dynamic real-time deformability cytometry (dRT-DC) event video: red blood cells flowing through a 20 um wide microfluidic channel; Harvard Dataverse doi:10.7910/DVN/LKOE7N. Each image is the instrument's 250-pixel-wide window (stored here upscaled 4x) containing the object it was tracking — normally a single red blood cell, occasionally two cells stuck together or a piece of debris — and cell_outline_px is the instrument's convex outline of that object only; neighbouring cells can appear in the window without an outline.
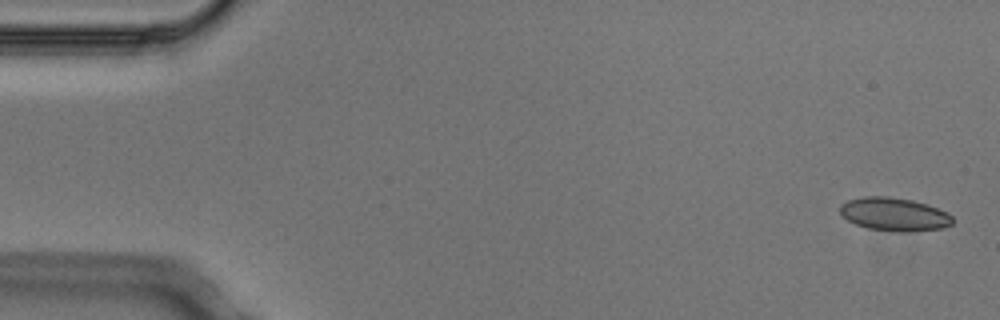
{"species": "Egyptian fruit bat (a non-hibernating species)", "species_latin": "Rousettus aegyptiacus", "temperature_condition": "cold", "stored_images_in_passage": 7, "camera_frame_rate_fps": 3000, "um_per_image_px": 0.085, "animal": {"sex": "male"}, "frame": {"image": 1, "passage_image": 1, "time_ms": 0.0, "image_size_px": [1000, 320], "cell_outline_px": [[952, 224], [944, 228], [904, 232], [896, 232], [868, 228], [856, 224], [848, 220], [840, 212], [840, 204], [848, 200], [864, 196], [888, 196], [912, 200], [928, 204], [948, 212], [952, 216]], "centroid_in_image_um": [76.03, 18.21], "position_along_channel_um": 9.0, "area_um2": 21.91}}
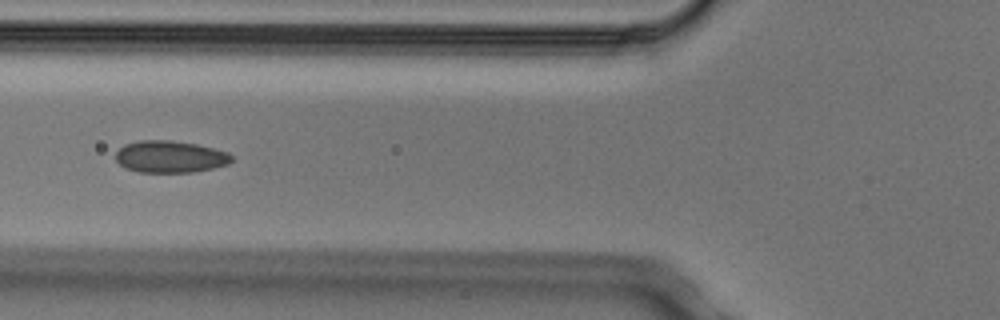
{"frame": {"image": 2, "passage_image": 6, "time_ms": 1.667, "image_size_px": [1000, 320], "cell_outline_px": [[232, 160], [228, 164], [212, 168], [192, 172], [140, 172], [124, 168], [116, 160], [116, 152], [124, 144], [140, 140], [172, 140], [196, 144], [228, 152], [232, 156]], "centroid_in_image_um": [14.44, 13.31], "position_along_channel_um": 111.4, "area_um2": 21.56}}
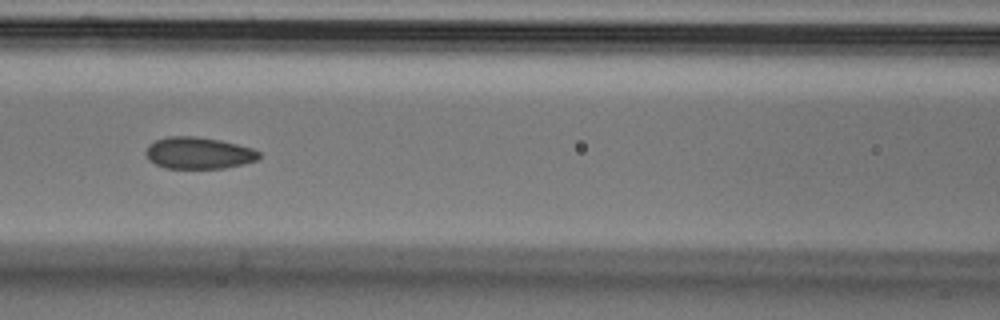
{"frame": {"image": 3, "passage_image": 7, "time_ms": 2.0, "image_size_px": [1000, 320], "cell_outline_px": [[260, 156], [256, 160], [224, 168], [164, 168], [148, 160], [144, 152], [148, 144], [156, 140], [168, 136], [196, 136], [220, 140], [252, 148], [260, 152]], "centroid_in_image_um": [16.82, 13.0], "position_along_channel_um": 149.8, "area_um2": 20.92}}